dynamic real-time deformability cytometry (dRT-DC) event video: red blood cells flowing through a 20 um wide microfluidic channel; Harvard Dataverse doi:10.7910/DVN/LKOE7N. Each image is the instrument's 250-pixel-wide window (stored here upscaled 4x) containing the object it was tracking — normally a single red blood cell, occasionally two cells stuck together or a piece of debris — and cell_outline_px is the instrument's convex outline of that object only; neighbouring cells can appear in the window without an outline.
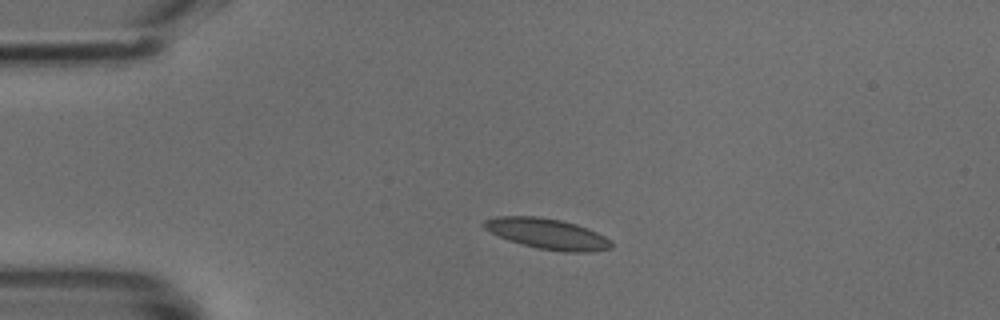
{"species": "common noctule bat (a hibernating species)", "species_latin": "Nyctalus noctula", "temperature_condition": "cold", "stored_images_in_passage": 1, "camera_frame_rate_fps": 3000, "um_per_image_px": 0.085, "animal": {"sex": "male", "body_mass_g": 18.8}, "frame": {"image": 1, "passage_image": 1, "time_ms": 0.0, "image_size_px": [1000, 320], "cell_outline_px": [[592, 248], [548, 248], [532, 244], [520, 240], [516, 220], [552, 220], [568, 224], [588, 232]], "centroid_in_image_um": [46.99, 19.93], "position_along_channel_um": 38.0, "area_um2": 12.14}}